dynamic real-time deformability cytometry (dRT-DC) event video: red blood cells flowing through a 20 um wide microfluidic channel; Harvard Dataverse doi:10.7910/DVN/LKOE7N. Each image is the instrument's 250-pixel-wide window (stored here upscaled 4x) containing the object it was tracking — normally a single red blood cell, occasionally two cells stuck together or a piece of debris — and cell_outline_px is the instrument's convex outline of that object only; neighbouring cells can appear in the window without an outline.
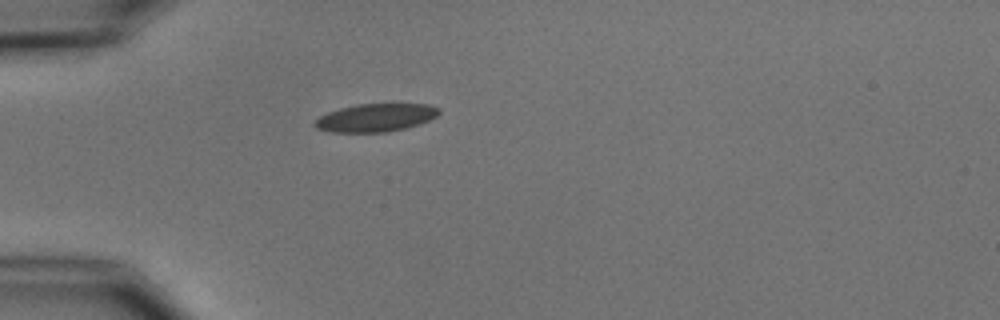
{"species": "common noctule bat (a hibernating species)", "species_latin": "Nyctalus noctula", "temperature_condition": "cold", "stored_images_in_passage": 1, "camera_frame_rate_fps": 3000, "um_per_image_px": 0.085, "animal": {"sex": "male", "body_mass_g": 15.6}, "frame": {"image": 1, "passage_image": 1, "time_ms": 0.0, "image_size_px": [1000, 320], "cell_outline_px": [[440, 112], [436, 116], [428, 120], [404, 128], [388, 132], [332, 132], [316, 128], [312, 124], [320, 116], [328, 112], [340, 108], [356, 104], [428, 104], [440, 108]], "centroid_in_image_um": [31.91, 10.0], "position_along_channel_um": 53.1, "area_um2": 20.11}}